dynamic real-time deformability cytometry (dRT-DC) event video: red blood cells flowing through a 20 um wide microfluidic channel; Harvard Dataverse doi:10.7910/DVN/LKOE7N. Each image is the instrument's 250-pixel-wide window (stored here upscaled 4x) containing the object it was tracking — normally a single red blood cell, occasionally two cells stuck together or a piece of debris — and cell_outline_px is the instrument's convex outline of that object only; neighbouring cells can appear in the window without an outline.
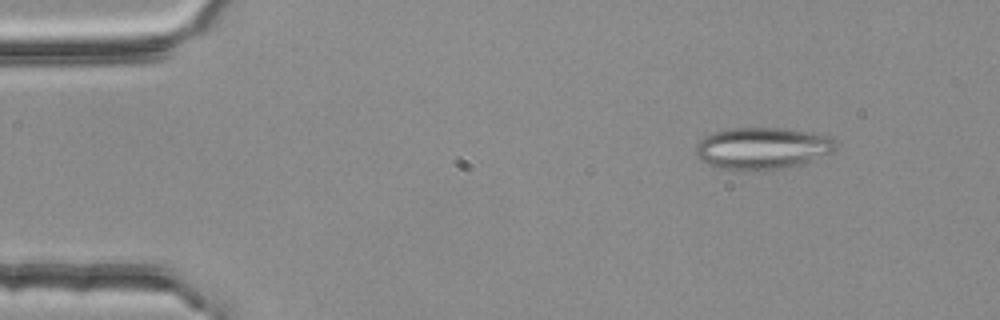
{"species": "common noctule bat (a hibernating species)", "species_latin": "Nyctalus noctula", "temperature_condition": "room temperature", "stored_images_in_passage": 2, "camera_frame_rate_fps": 3000, "um_per_image_px": 0.085, "animal": {"sex": "female", "body_mass_g": 25.1}, "frame": {"image": 1, "passage_image": 1, "time_ms": 0.0, "image_size_px": [1000, 320], "cell_outline_px": [[836, 148], [832, 152], [796, 164], [780, 168], [752, 172], [720, 168], [708, 164], [700, 160], [696, 156], [696, 144], [700, 140], [712, 132], [732, 128], [784, 128], [812, 132], [828, 136], [836, 144]], "centroid_in_image_um": [64.73, 12.6], "position_along_channel_um": 20.3, "area_um2": 33.99}}